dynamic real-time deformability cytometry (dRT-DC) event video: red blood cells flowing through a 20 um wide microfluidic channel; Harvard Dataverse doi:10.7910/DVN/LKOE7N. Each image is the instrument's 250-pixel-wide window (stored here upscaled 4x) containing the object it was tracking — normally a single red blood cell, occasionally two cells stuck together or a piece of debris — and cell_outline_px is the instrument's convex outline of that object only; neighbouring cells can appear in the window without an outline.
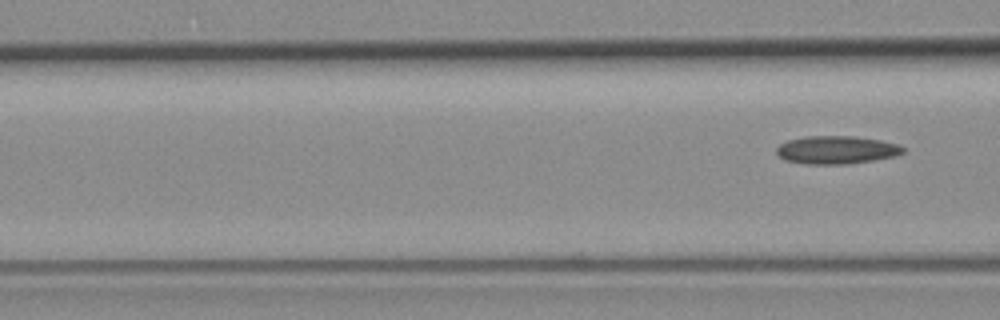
{"species": "common noctule bat (a hibernating species)", "species_latin": "Nyctalus noctula", "temperature_condition": "room temperature", "stored_images_in_passage": 3, "camera_frame_rate_fps": 3000, "um_per_image_px": 0.085, "animal": {"sex": "female", "body_mass_g": 19.3, "forearm_length_mm": 54.1}, "frame": {"image": 1, "passage_image": 3, "time_ms": 3.333, "image_size_px": [1000, 320], "cell_outline_px": [[904, 152], [896, 156], [848, 164], [804, 164], [784, 160], [776, 152], [776, 148], [780, 144], [788, 140], [804, 136], [852, 136], [880, 140], [900, 144], [904, 148]], "centroid_in_image_um": [71.1, 12.74], "position_along_channel_um": 95.5, "area_um2": 20.75}}